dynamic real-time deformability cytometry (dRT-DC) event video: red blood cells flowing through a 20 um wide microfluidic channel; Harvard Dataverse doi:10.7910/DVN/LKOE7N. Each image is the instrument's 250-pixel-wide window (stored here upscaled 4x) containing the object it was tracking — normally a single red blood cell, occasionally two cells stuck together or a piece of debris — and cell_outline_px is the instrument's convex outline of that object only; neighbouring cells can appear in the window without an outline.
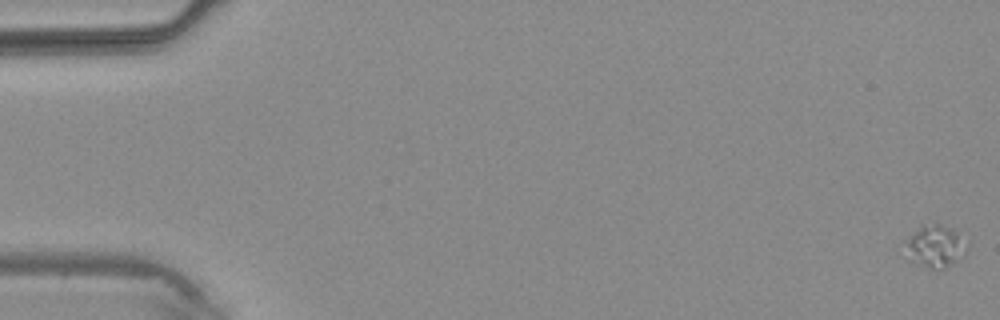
{"species": "common noctule bat (a hibernating species)", "species_latin": "Nyctalus noctula", "temperature_condition": "warm", "stored_images_in_passage": 4, "camera_frame_rate_fps": 3000, "um_per_image_px": 0.085, "animal": {"sex": "male", "body_mass_g": 20.4}, "frame": {"image": 1, "passage_image": 1, "time_ms": 0.0, "image_size_px": [1000, 320], "cell_outline_px": [[968, 248], [964, 256], [944, 268], [932, 268], [916, 264], [912, 260], [904, 240], [920, 224], [940, 224], [952, 228], [956, 232]], "centroid_in_image_um": [79.48, 20.9], "position_along_channel_um": 5.5, "area_um2": 14.91}}
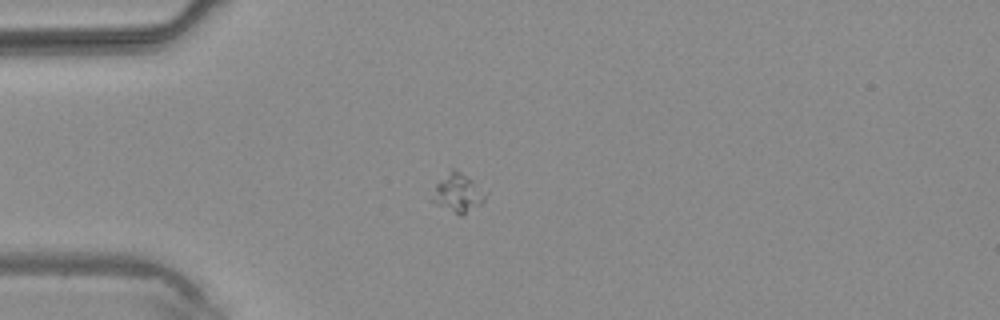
{"frame": {"image": 2, "passage_image": 4, "time_ms": 3.667, "image_size_px": [1000, 320], "cell_outline_px": [[488, 192], [484, 200], [480, 204], [460, 216], [428, 200], [436, 184], [452, 168], [456, 168]], "centroid_in_image_um": [38.89, 16.4], "position_along_channel_um": 46.1, "area_um2": 12.02}}